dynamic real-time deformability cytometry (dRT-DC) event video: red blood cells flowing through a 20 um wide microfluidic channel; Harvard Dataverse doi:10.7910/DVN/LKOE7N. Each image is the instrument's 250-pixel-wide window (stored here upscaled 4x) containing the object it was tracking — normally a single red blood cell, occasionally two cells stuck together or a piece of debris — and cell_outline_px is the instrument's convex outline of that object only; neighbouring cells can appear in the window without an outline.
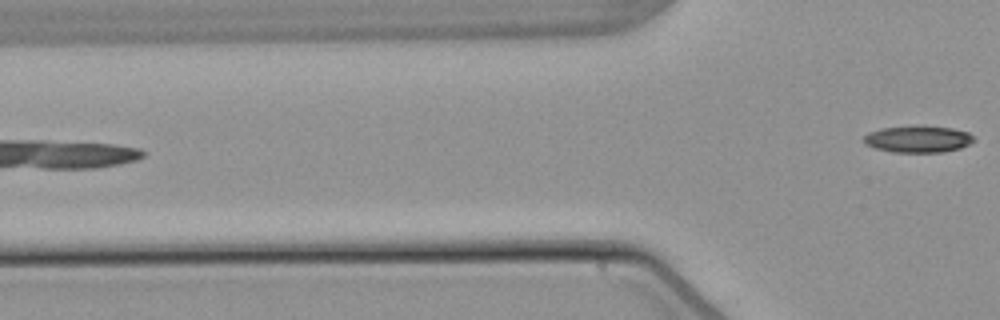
{"species": "common noctule bat (a hibernating species)", "species_latin": "Nyctalus noctula", "temperature_condition": "warm", "stored_images_in_passage": 3, "camera_frame_rate_fps": 3000, "um_per_image_px": 0.085, "animal": {"sex": "male", "body_mass_g": 21.5, "forearm_length_mm": 52.0}, "frame": {"image": 1, "passage_image": 3, "time_ms": 2.667, "image_size_px": [1000, 320], "cell_outline_px": [[976, 140], [960, 148], [940, 152], [892, 152], [876, 148], [864, 144], [860, 140], [868, 132], [880, 128], [952, 128], [968, 132]], "centroid_in_image_um": [77.98, 11.86], "position_along_channel_um": 47.8, "area_um2": 16.53}}